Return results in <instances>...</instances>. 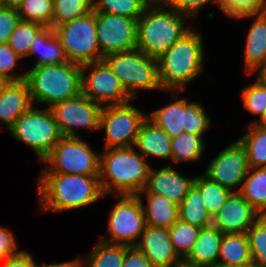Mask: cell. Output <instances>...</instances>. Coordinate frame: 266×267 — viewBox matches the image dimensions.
I'll return each instance as SVG.
<instances>
[{
    "label": "cell",
    "mask_w": 266,
    "mask_h": 267,
    "mask_svg": "<svg viewBox=\"0 0 266 267\" xmlns=\"http://www.w3.org/2000/svg\"><path fill=\"white\" fill-rule=\"evenodd\" d=\"M37 184L40 208L44 211L79 209L104 197L99 175L40 173Z\"/></svg>",
    "instance_id": "1"
},
{
    "label": "cell",
    "mask_w": 266,
    "mask_h": 267,
    "mask_svg": "<svg viewBox=\"0 0 266 267\" xmlns=\"http://www.w3.org/2000/svg\"><path fill=\"white\" fill-rule=\"evenodd\" d=\"M100 154V185L104 196L137 195L144 190L151 165L132 146L107 148Z\"/></svg>",
    "instance_id": "2"
},
{
    "label": "cell",
    "mask_w": 266,
    "mask_h": 267,
    "mask_svg": "<svg viewBox=\"0 0 266 267\" xmlns=\"http://www.w3.org/2000/svg\"><path fill=\"white\" fill-rule=\"evenodd\" d=\"M196 30L191 28L157 59L162 91H185L187 84L202 74L204 44Z\"/></svg>",
    "instance_id": "3"
},
{
    "label": "cell",
    "mask_w": 266,
    "mask_h": 267,
    "mask_svg": "<svg viewBox=\"0 0 266 267\" xmlns=\"http://www.w3.org/2000/svg\"><path fill=\"white\" fill-rule=\"evenodd\" d=\"M186 19L182 13L152 1L137 20V49L158 59L191 29L185 25Z\"/></svg>",
    "instance_id": "4"
},
{
    "label": "cell",
    "mask_w": 266,
    "mask_h": 267,
    "mask_svg": "<svg viewBox=\"0 0 266 267\" xmlns=\"http://www.w3.org/2000/svg\"><path fill=\"white\" fill-rule=\"evenodd\" d=\"M82 65L73 62L33 66L26 72L32 104H47L74 98L82 93ZM34 102V103H33Z\"/></svg>",
    "instance_id": "5"
},
{
    "label": "cell",
    "mask_w": 266,
    "mask_h": 267,
    "mask_svg": "<svg viewBox=\"0 0 266 267\" xmlns=\"http://www.w3.org/2000/svg\"><path fill=\"white\" fill-rule=\"evenodd\" d=\"M103 60L133 99L137 97V92L141 89H162L159 81L158 60L137 48L108 54L103 57Z\"/></svg>",
    "instance_id": "6"
},
{
    "label": "cell",
    "mask_w": 266,
    "mask_h": 267,
    "mask_svg": "<svg viewBox=\"0 0 266 267\" xmlns=\"http://www.w3.org/2000/svg\"><path fill=\"white\" fill-rule=\"evenodd\" d=\"M13 137L35 152L42 162L63 137L49 108L38 109L32 105L8 129Z\"/></svg>",
    "instance_id": "7"
},
{
    "label": "cell",
    "mask_w": 266,
    "mask_h": 267,
    "mask_svg": "<svg viewBox=\"0 0 266 267\" xmlns=\"http://www.w3.org/2000/svg\"><path fill=\"white\" fill-rule=\"evenodd\" d=\"M69 62L79 65L103 60L96 36V12L63 23L54 28Z\"/></svg>",
    "instance_id": "8"
},
{
    "label": "cell",
    "mask_w": 266,
    "mask_h": 267,
    "mask_svg": "<svg viewBox=\"0 0 266 267\" xmlns=\"http://www.w3.org/2000/svg\"><path fill=\"white\" fill-rule=\"evenodd\" d=\"M81 138L63 136L42 161L41 173L100 175V154Z\"/></svg>",
    "instance_id": "9"
},
{
    "label": "cell",
    "mask_w": 266,
    "mask_h": 267,
    "mask_svg": "<svg viewBox=\"0 0 266 267\" xmlns=\"http://www.w3.org/2000/svg\"><path fill=\"white\" fill-rule=\"evenodd\" d=\"M130 103L102 106L99 130L105 129V149L134 146L140 127L148 114Z\"/></svg>",
    "instance_id": "10"
},
{
    "label": "cell",
    "mask_w": 266,
    "mask_h": 267,
    "mask_svg": "<svg viewBox=\"0 0 266 267\" xmlns=\"http://www.w3.org/2000/svg\"><path fill=\"white\" fill-rule=\"evenodd\" d=\"M116 197L119 200L110 212L108 234L102 236L100 240L135 246L147 225L142 203L137 195H116Z\"/></svg>",
    "instance_id": "11"
},
{
    "label": "cell",
    "mask_w": 266,
    "mask_h": 267,
    "mask_svg": "<svg viewBox=\"0 0 266 267\" xmlns=\"http://www.w3.org/2000/svg\"><path fill=\"white\" fill-rule=\"evenodd\" d=\"M81 72L82 93L101 106L121 105L133 100L104 60L82 65Z\"/></svg>",
    "instance_id": "12"
},
{
    "label": "cell",
    "mask_w": 266,
    "mask_h": 267,
    "mask_svg": "<svg viewBox=\"0 0 266 267\" xmlns=\"http://www.w3.org/2000/svg\"><path fill=\"white\" fill-rule=\"evenodd\" d=\"M102 106L86 95H80L58 102L49 109L63 136L79 137L76 128L99 129V116Z\"/></svg>",
    "instance_id": "13"
},
{
    "label": "cell",
    "mask_w": 266,
    "mask_h": 267,
    "mask_svg": "<svg viewBox=\"0 0 266 267\" xmlns=\"http://www.w3.org/2000/svg\"><path fill=\"white\" fill-rule=\"evenodd\" d=\"M96 36L103 56L136 49L137 20L96 12Z\"/></svg>",
    "instance_id": "14"
},
{
    "label": "cell",
    "mask_w": 266,
    "mask_h": 267,
    "mask_svg": "<svg viewBox=\"0 0 266 267\" xmlns=\"http://www.w3.org/2000/svg\"><path fill=\"white\" fill-rule=\"evenodd\" d=\"M248 170L246 150L237 139L218 152L203 174L232 192H240Z\"/></svg>",
    "instance_id": "15"
},
{
    "label": "cell",
    "mask_w": 266,
    "mask_h": 267,
    "mask_svg": "<svg viewBox=\"0 0 266 267\" xmlns=\"http://www.w3.org/2000/svg\"><path fill=\"white\" fill-rule=\"evenodd\" d=\"M259 217L239 192H233L212 218V225L223 234H246Z\"/></svg>",
    "instance_id": "16"
},
{
    "label": "cell",
    "mask_w": 266,
    "mask_h": 267,
    "mask_svg": "<svg viewBox=\"0 0 266 267\" xmlns=\"http://www.w3.org/2000/svg\"><path fill=\"white\" fill-rule=\"evenodd\" d=\"M194 180L195 177L183 176L171 165L158 170L150 167L145 188L137 196L143 198L144 194H157L179 206L194 184Z\"/></svg>",
    "instance_id": "17"
},
{
    "label": "cell",
    "mask_w": 266,
    "mask_h": 267,
    "mask_svg": "<svg viewBox=\"0 0 266 267\" xmlns=\"http://www.w3.org/2000/svg\"><path fill=\"white\" fill-rule=\"evenodd\" d=\"M135 247L147 257L153 267H173L182 260L170 241L168 228L146 225Z\"/></svg>",
    "instance_id": "18"
},
{
    "label": "cell",
    "mask_w": 266,
    "mask_h": 267,
    "mask_svg": "<svg viewBox=\"0 0 266 267\" xmlns=\"http://www.w3.org/2000/svg\"><path fill=\"white\" fill-rule=\"evenodd\" d=\"M133 147L144 159L148 156L164 160L172 157L171 138L148 117L143 121Z\"/></svg>",
    "instance_id": "19"
},
{
    "label": "cell",
    "mask_w": 266,
    "mask_h": 267,
    "mask_svg": "<svg viewBox=\"0 0 266 267\" xmlns=\"http://www.w3.org/2000/svg\"><path fill=\"white\" fill-rule=\"evenodd\" d=\"M255 17L246 37L244 52L245 73L253 74L264 62H266V11L259 14L245 16Z\"/></svg>",
    "instance_id": "20"
},
{
    "label": "cell",
    "mask_w": 266,
    "mask_h": 267,
    "mask_svg": "<svg viewBox=\"0 0 266 267\" xmlns=\"http://www.w3.org/2000/svg\"><path fill=\"white\" fill-rule=\"evenodd\" d=\"M32 105L25 79L12 81L0 95V124L5 125L8 130Z\"/></svg>",
    "instance_id": "21"
},
{
    "label": "cell",
    "mask_w": 266,
    "mask_h": 267,
    "mask_svg": "<svg viewBox=\"0 0 266 267\" xmlns=\"http://www.w3.org/2000/svg\"><path fill=\"white\" fill-rule=\"evenodd\" d=\"M222 238L223 233L213 225L200 228L194 246L183 260L204 267H215L218 265Z\"/></svg>",
    "instance_id": "22"
},
{
    "label": "cell",
    "mask_w": 266,
    "mask_h": 267,
    "mask_svg": "<svg viewBox=\"0 0 266 267\" xmlns=\"http://www.w3.org/2000/svg\"><path fill=\"white\" fill-rule=\"evenodd\" d=\"M174 99L173 103L156 109L147 115L157 126L161 127L172 139L185 132V99L178 98L181 91H168Z\"/></svg>",
    "instance_id": "23"
},
{
    "label": "cell",
    "mask_w": 266,
    "mask_h": 267,
    "mask_svg": "<svg viewBox=\"0 0 266 267\" xmlns=\"http://www.w3.org/2000/svg\"><path fill=\"white\" fill-rule=\"evenodd\" d=\"M38 54L33 66L44 64H62L67 62L63 48L54 29L43 27L34 37L29 56Z\"/></svg>",
    "instance_id": "24"
},
{
    "label": "cell",
    "mask_w": 266,
    "mask_h": 267,
    "mask_svg": "<svg viewBox=\"0 0 266 267\" xmlns=\"http://www.w3.org/2000/svg\"><path fill=\"white\" fill-rule=\"evenodd\" d=\"M147 205L140 198L146 224L153 227L170 228L179 218L178 205L157 194H146Z\"/></svg>",
    "instance_id": "25"
},
{
    "label": "cell",
    "mask_w": 266,
    "mask_h": 267,
    "mask_svg": "<svg viewBox=\"0 0 266 267\" xmlns=\"http://www.w3.org/2000/svg\"><path fill=\"white\" fill-rule=\"evenodd\" d=\"M125 245L100 240L85 257L78 256L80 267H122Z\"/></svg>",
    "instance_id": "26"
},
{
    "label": "cell",
    "mask_w": 266,
    "mask_h": 267,
    "mask_svg": "<svg viewBox=\"0 0 266 267\" xmlns=\"http://www.w3.org/2000/svg\"><path fill=\"white\" fill-rule=\"evenodd\" d=\"M252 261L246 234H223L220 244L218 264L241 265Z\"/></svg>",
    "instance_id": "27"
},
{
    "label": "cell",
    "mask_w": 266,
    "mask_h": 267,
    "mask_svg": "<svg viewBox=\"0 0 266 267\" xmlns=\"http://www.w3.org/2000/svg\"><path fill=\"white\" fill-rule=\"evenodd\" d=\"M178 216L181 221L199 228L212 225V218L206 210L199 189L194 184L178 206Z\"/></svg>",
    "instance_id": "28"
},
{
    "label": "cell",
    "mask_w": 266,
    "mask_h": 267,
    "mask_svg": "<svg viewBox=\"0 0 266 267\" xmlns=\"http://www.w3.org/2000/svg\"><path fill=\"white\" fill-rule=\"evenodd\" d=\"M239 193L259 214L266 211V167L249 168Z\"/></svg>",
    "instance_id": "29"
},
{
    "label": "cell",
    "mask_w": 266,
    "mask_h": 267,
    "mask_svg": "<svg viewBox=\"0 0 266 267\" xmlns=\"http://www.w3.org/2000/svg\"><path fill=\"white\" fill-rule=\"evenodd\" d=\"M238 140L246 150L249 168L266 167V128L251 123Z\"/></svg>",
    "instance_id": "30"
},
{
    "label": "cell",
    "mask_w": 266,
    "mask_h": 267,
    "mask_svg": "<svg viewBox=\"0 0 266 267\" xmlns=\"http://www.w3.org/2000/svg\"><path fill=\"white\" fill-rule=\"evenodd\" d=\"M201 135L182 132L177 137L171 139L172 157L175 163H187L199 161L206 147Z\"/></svg>",
    "instance_id": "31"
},
{
    "label": "cell",
    "mask_w": 266,
    "mask_h": 267,
    "mask_svg": "<svg viewBox=\"0 0 266 267\" xmlns=\"http://www.w3.org/2000/svg\"><path fill=\"white\" fill-rule=\"evenodd\" d=\"M194 185L199 189L203 203L211 218L220 210L227 198L233 193L217 182L203 175L195 176Z\"/></svg>",
    "instance_id": "32"
},
{
    "label": "cell",
    "mask_w": 266,
    "mask_h": 267,
    "mask_svg": "<svg viewBox=\"0 0 266 267\" xmlns=\"http://www.w3.org/2000/svg\"><path fill=\"white\" fill-rule=\"evenodd\" d=\"M153 0H92V10L138 20Z\"/></svg>",
    "instance_id": "33"
},
{
    "label": "cell",
    "mask_w": 266,
    "mask_h": 267,
    "mask_svg": "<svg viewBox=\"0 0 266 267\" xmlns=\"http://www.w3.org/2000/svg\"><path fill=\"white\" fill-rule=\"evenodd\" d=\"M92 11V0H53L52 28Z\"/></svg>",
    "instance_id": "34"
},
{
    "label": "cell",
    "mask_w": 266,
    "mask_h": 267,
    "mask_svg": "<svg viewBox=\"0 0 266 267\" xmlns=\"http://www.w3.org/2000/svg\"><path fill=\"white\" fill-rule=\"evenodd\" d=\"M43 27L39 23L20 20L7 44L21 58L29 57L33 39Z\"/></svg>",
    "instance_id": "35"
},
{
    "label": "cell",
    "mask_w": 266,
    "mask_h": 267,
    "mask_svg": "<svg viewBox=\"0 0 266 267\" xmlns=\"http://www.w3.org/2000/svg\"><path fill=\"white\" fill-rule=\"evenodd\" d=\"M200 228L178 220L169 228L170 241L174 250L183 260L191 251L197 240Z\"/></svg>",
    "instance_id": "36"
},
{
    "label": "cell",
    "mask_w": 266,
    "mask_h": 267,
    "mask_svg": "<svg viewBox=\"0 0 266 267\" xmlns=\"http://www.w3.org/2000/svg\"><path fill=\"white\" fill-rule=\"evenodd\" d=\"M17 12L23 21L35 22L52 28L53 0H24Z\"/></svg>",
    "instance_id": "37"
},
{
    "label": "cell",
    "mask_w": 266,
    "mask_h": 267,
    "mask_svg": "<svg viewBox=\"0 0 266 267\" xmlns=\"http://www.w3.org/2000/svg\"><path fill=\"white\" fill-rule=\"evenodd\" d=\"M252 261L266 267V222L259 217L246 233Z\"/></svg>",
    "instance_id": "38"
},
{
    "label": "cell",
    "mask_w": 266,
    "mask_h": 267,
    "mask_svg": "<svg viewBox=\"0 0 266 267\" xmlns=\"http://www.w3.org/2000/svg\"><path fill=\"white\" fill-rule=\"evenodd\" d=\"M219 8L227 17L237 20L265 12L266 0H219Z\"/></svg>",
    "instance_id": "39"
},
{
    "label": "cell",
    "mask_w": 266,
    "mask_h": 267,
    "mask_svg": "<svg viewBox=\"0 0 266 267\" xmlns=\"http://www.w3.org/2000/svg\"><path fill=\"white\" fill-rule=\"evenodd\" d=\"M210 121L200 102H190L185 99V132L203 136L208 130Z\"/></svg>",
    "instance_id": "40"
},
{
    "label": "cell",
    "mask_w": 266,
    "mask_h": 267,
    "mask_svg": "<svg viewBox=\"0 0 266 267\" xmlns=\"http://www.w3.org/2000/svg\"><path fill=\"white\" fill-rule=\"evenodd\" d=\"M241 91L244 109L252 115L261 117L266 109V85L256 79L252 85L244 87Z\"/></svg>",
    "instance_id": "41"
},
{
    "label": "cell",
    "mask_w": 266,
    "mask_h": 267,
    "mask_svg": "<svg viewBox=\"0 0 266 267\" xmlns=\"http://www.w3.org/2000/svg\"><path fill=\"white\" fill-rule=\"evenodd\" d=\"M157 5L170 8L193 20L204 5L214 3L219 7V0H153Z\"/></svg>",
    "instance_id": "42"
},
{
    "label": "cell",
    "mask_w": 266,
    "mask_h": 267,
    "mask_svg": "<svg viewBox=\"0 0 266 267\" xmlns=\"http://www.w3.org/2000/svg\"><path fill=\"white\" fill-rule=\"evenodd\" d=\"M22 59L17 55L10 46L6 44H0V75H4L12 79L13 81L24 80L26 77V72H22L21 75H16L13 72L17 61ZM13 74V75H12Z\"/></svg>",
    "instance_id": "43"
},
{
    "label": "cell",
    "mask_w": 266,
    "mask_h": 267,
    "mask_svg": "<svg viewBox=\"0 0 266 267\" xmlns=\"http://www.w3.org/2000/svg\"><path fill=\"white\" fill-rule=\"evenodd\" d=\"M21 18L17 9L0 7V44H6Z\"/></svg>",
    "instance_id": "44"
},
{
    "label": "cell",
    "mask_w": 266,
    "mask_h": 267,
    "mask_svg": "<svg viewBox=\"0 0 266 267\" xmlns=\"http://www.w3.org/2000/svg\"><path fill=\"white\" fill-rule=\"evenodd\" d=\"M6 227L0 226V261L8 257L17 255L21 250H17L15 235Z\"/></svg>",
    "instance_id": "45"
},
{
    "label": "cell",
    "mask_w": 266,
    "mask_h": 267,
    "mask_svg": "<svg viewBox=\"0 0 266 267\" xmlns=\"http://www.w3.org/2000/svg\"><path fill=\"white\" fill-rule=\"evenodd\" d=\"M122 267H153L147 257L135 246L125 245V257Z\"/></svg>",
    "instance_id": "46"
},
{
    "label": "cell",
    "mask_w": 266,
    "mask_h": 267,
    "mask_svg": "<svg viewBox=\"0 0 266 267\" xmlns=\"http://www.w3.org/2000/svg\"><path fill=\"white\" fill-rule=\"evenodd\" d=\"M0 262L3 263V267H39L33 255L25 249L21 250L17 255L8 257Z\"/></svg>",
    "instance_id": "47"
},
{
    "label": "cell",
    "mask_w": 266,
    "mask_h": 267,
    "mask_svg": "<svg viewBox=\"0 0 266 267\" xmlns=\"http://www.w3.org/2000/svg\"><path fill=\"white\" fill-rule=\"evenodd\" d=\"M39 267H80V263L78 258H75L74 260L71 261H66V262H60V263H56V264H47L44 263V265Z\"/></svg>",
    "instance_id": "48"
},
{
    "label": "cell",
    "mask_w": 266,
    "mask_h": 267,
    "mask_svg": "<svg viewBox=\"0 0 266 267\" xmlns=\"http://www.w3.org/2000/svg\"><path fill=\"white\" fill-rule=\"evenodd\" d=\"M258 71V72H257ZM258 73L257 74V80L263 84L266 85V62H264L254 73Z\"/></svg>",
    "instance_id": "49"
},
{
    "label": "cell",
    "mask_w": 266,
    "mask_h": 267,
    "mask_svg": "<svg viewBox=\"0 0 266 267\" xmlns=\"http://www.w3.org/2000/svg\"><path fill=\"white\" fill-rule=\"evenodd\" d=\"M12 81L13 80L9 77L0 75V95L5 92L6 88L10 85Z\"/></svg>",
    "instance_id": "50"
},
{
    "label": "cell",
    "mask_w": 266,
    "mask_h": 267,
    "mask_svg": "<svg viewBox=\"0 0 266 267\" xmlns=\"http://www.w3.org/2000/svg\"><path fill=\"white\" fill-rule=\"evenodd\" d=\"M3 7L18 9L24 0H2Z\"/></svg>",
    "instance_id": "51"
},
{
    "label": "cell",
    "mask_w": 266,
    "mask_h": 267,
    "mask_svg": "<svg viewBox=\"0 0 266 267\" xmlns=\"http://www.w3.org/2000/svg\"><path fill=\"white\" fill-rule=\"evenodd\" d=\"M253 124H255V125L259 126V127H262V128H266V109L262 113V115L259 118V120L253 122Z\"/></svg>",
    "instance_id": "52"
},
{
    "label": "cell",
    "mask_w": 266,
    "mask_h": 267,
    "mask_svg": "<svg viewBox=\"0 0 266 267\" xmlns=\"http://www.w3.org/2000/svg\"><path fill=\"white\" fill-rule=\"evenodd\" d=\"M215 267H259V266H257L253 261H251L249 263H244L241 265H221V264H218Z\"/></svg>",
    "instance_id": "53"
},
{
    "label": "cell",
    "mask_w": 266,
    "mask_h": 267,
    "mask_svg": "<svg viewBox=\"0 0 266 267\" xmlns=\"http://www.w3.org/2000/svg\"><path fill=\"white\" fill-rule=\"evenodd\" d=\"M173 267H204V266L191 264V263H188L184 260H181L177 264H175Z\"/></svg>",
    "instance_id": "54"
},
{
    "label": "cell",
    "mask_w": 266,
    "mask_h": 267,
    "mask_svg": "<svg viewBox=\"0 0 266 267\" xmlns=\"http://www.w3.org/2000/svg\"><path fill=\"white\" fill-rule=\"evenodd\" d=\"M260 217L266 222V211L260 214Z\"/></svg>",
    "instance_id": "55"
},
{
    "label": "cell",
    "mask_w": 266,
    "mask_h": 267,
    "mask_svg": "<svg viewBox=\"0 0 266 267\" xmlns=\"http://www.w3.org/2000/svg\"><path fill=\"white\" fill-rule=\"evenodd\" d=\"M0 7H3V1L0 0Z\"/></svg>",
    "instance_id": "56"
}]
</instances>
